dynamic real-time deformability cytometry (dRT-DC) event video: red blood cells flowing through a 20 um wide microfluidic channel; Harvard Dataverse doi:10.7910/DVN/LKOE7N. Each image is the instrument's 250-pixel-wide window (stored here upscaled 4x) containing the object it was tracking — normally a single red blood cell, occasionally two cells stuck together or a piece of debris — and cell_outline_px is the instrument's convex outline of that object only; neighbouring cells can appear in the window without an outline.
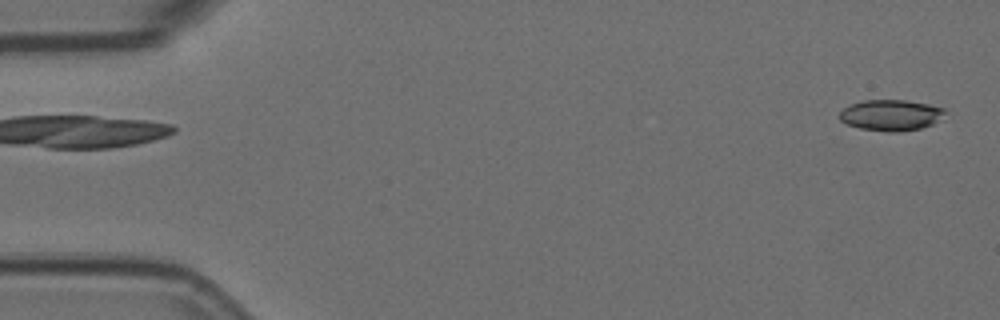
{"species": "Egyptian fruit bat (a non-hibernating species)", "species_latin": "Rousettus aegyptiacus", "temperature_condition": "room temperature", "stored_images_in_passage": 4, "segment_of_instrument_passage": [2, 2], "camera_frame_rate_fps": 3000, "um_per_image_px": 0.085, "animal": {"sex": "female"}, "frame": {"image": 1, "passage_image": 4, "time_ms": 1.0, "image_size_px": [1000, 320], "cell_outline_px": [[948, 112], [932, 124], [920, 128], [900, 132], [888, 132], [860, 128], [848, 124], [840, 120], [840, 112], [844, 108], [852, 104], [864, 100], [904, 100], [928, 104], [944, 108]], "centroid_in_image_um": [75.74, 9.79], "position_along_channel_um": 9.3, "area_um2": 18.9}}